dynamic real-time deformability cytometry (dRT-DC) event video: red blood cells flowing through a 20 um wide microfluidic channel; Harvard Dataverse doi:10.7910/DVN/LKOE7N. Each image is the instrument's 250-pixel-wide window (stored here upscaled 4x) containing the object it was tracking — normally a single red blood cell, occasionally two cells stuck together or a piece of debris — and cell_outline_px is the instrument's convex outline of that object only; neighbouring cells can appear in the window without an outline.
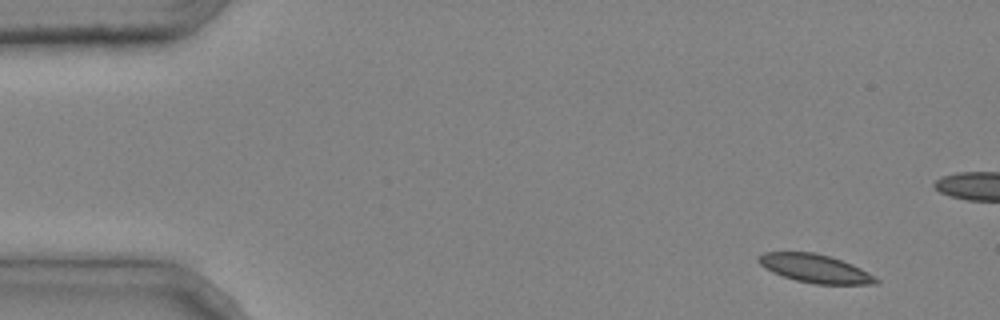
{"species": "common noctule bat (a hibernating species)", "species_latin": "Nyctalus noctula", "temperature_condition": "cold", "stored_images_in_passage": 5, "camera_frame_rate_fps": 3000, "um_per_image_px": 0.085, "animal": {"sex": "male", "body_mass_g": 20.4}, "frame": {"image": 1, "passage_image": 1, "time_ms": 0.0, "image_size_px": [1000, 320], "cell_outline_px": [[880, 280], [876, 284], [816, 284], [796, 280], [772, 272], [760, 264], [756, 260], [756, 256], [764, 252], [812, 252], [828, 256], [852, 264], [860, 268]], "centroid_in_image_um": [69.24, 22.82], "position_along_channel_um": 15.8, "area_um2": 19.19}}
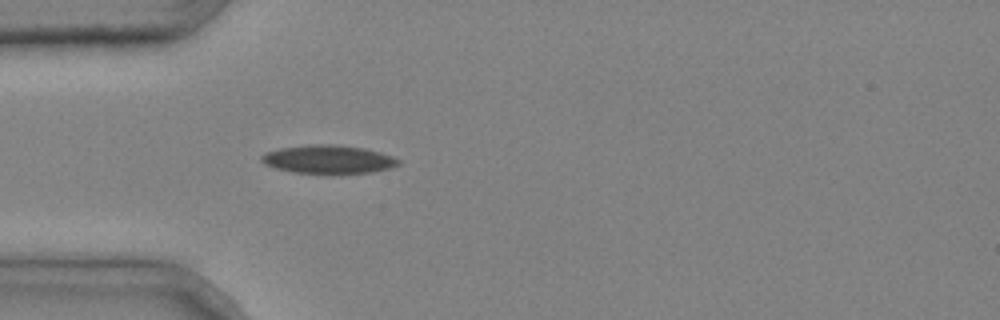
{"frame": {"image": 2, "passage_image": 5, "time_ms": 1.333, "image_size_px": [1000, 320], "cell_outline_px": [[400, 164], [392, 168], [372, 172], [332, 176], [292, 172], [276, 168], [264, 164], [260, 160], [260, 156], [264, 152], [280, 148], [308, 144], [336, 144], [364, 148], [380, 152], [392, 156], [400, 160]], "centroid_in_image_um": [27.91, 13.58], "position_along_channel_um": 57.1, "area_um2": 23.64}}